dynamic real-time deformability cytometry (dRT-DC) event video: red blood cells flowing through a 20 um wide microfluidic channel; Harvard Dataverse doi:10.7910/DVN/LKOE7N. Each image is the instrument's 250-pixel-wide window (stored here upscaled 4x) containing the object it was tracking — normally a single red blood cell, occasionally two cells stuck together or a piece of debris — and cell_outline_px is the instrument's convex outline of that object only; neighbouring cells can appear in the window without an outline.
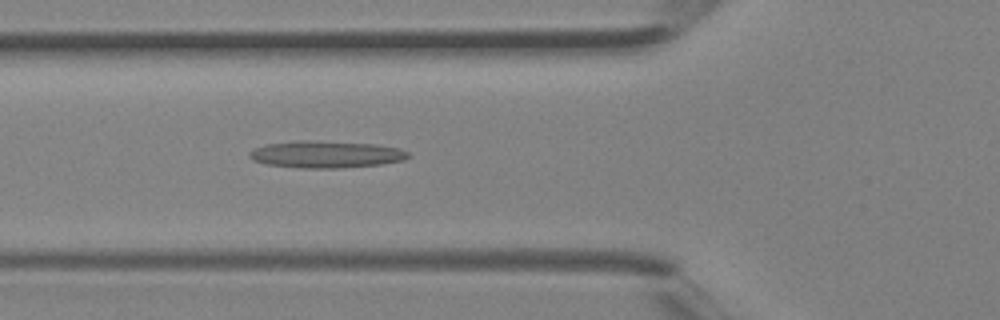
{"species": "Egyptian fruit bat (a non-hibernating species)", "species_latin": "Rousettus aegyptiacus", "temperature_condition": "room temperature", "stored_images_in_passage": 40, "camera_frame_rate_fps": 3000, "um_per_image_px": 0.085, "animal": {"sex": "female"}, "frame": {"image": 1, "passage_image": 15, "time_ms": 4.667, "image_size_px": [1000, 320], "cell_outline_px": [[412, 156], [404, 160], [380, 164], [340, 168], [300, 168], [264, 164], [252, 160], [248, 156], [248, 152], [264, 144], [300, 140], [308, 140], [376, 144], [400, 148], [408, 152]], "centroid_in_image_um": [27.69, 13.12], "position_along_channel_um": 98.1, "area_um2": 25.2}}
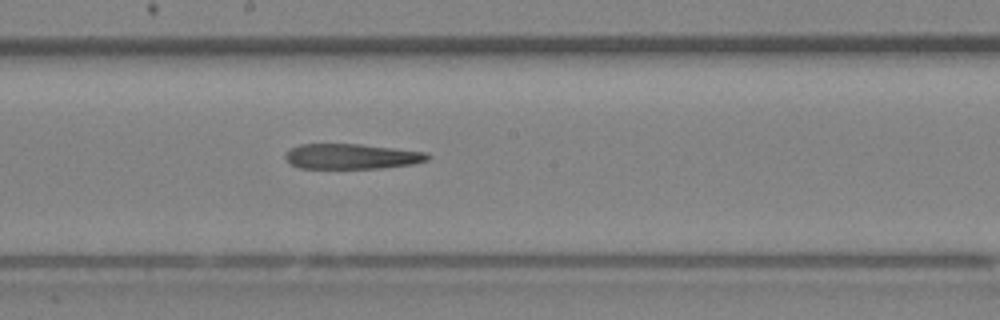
{"frame": {"image": 2, "passage_image": 22, "time_ms": 7.0, "image_size_px": [1000, 320], "cell_outline_px": [[432, 156], [428, 160], [412, 164], [380, 168], [300, 168], [292, 164], [284, 156], [292, 148], [300, 144], [360, 144], [424, 152]], "centroid_in_image_um": [29.9, 13.29], "position_along_channel_um": 218.3, "area_um2": 20.63}}
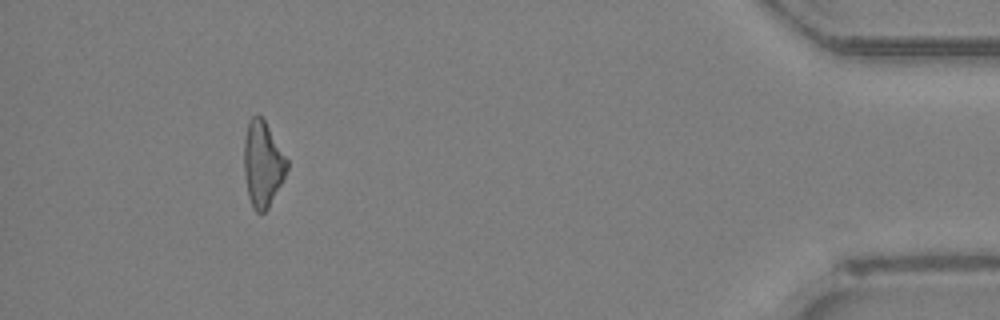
{"frame": {"image": 3, "passage_image": 37, "time_ms": 12.0, "image_size_px": [1000, 320], "cell_outline_px": [[288, 168], [268, 208], [264, 212], [256, 212], [252, 208], [248, 196], [244, 172], [244, 140], [248, 120], [252, 116], [260, 116], [264, 120], [288, 160]], "centroid_in_image_um": [22.31, 13.94], "position_along_channel_um": 412.9, "area_um2": 21.15}}